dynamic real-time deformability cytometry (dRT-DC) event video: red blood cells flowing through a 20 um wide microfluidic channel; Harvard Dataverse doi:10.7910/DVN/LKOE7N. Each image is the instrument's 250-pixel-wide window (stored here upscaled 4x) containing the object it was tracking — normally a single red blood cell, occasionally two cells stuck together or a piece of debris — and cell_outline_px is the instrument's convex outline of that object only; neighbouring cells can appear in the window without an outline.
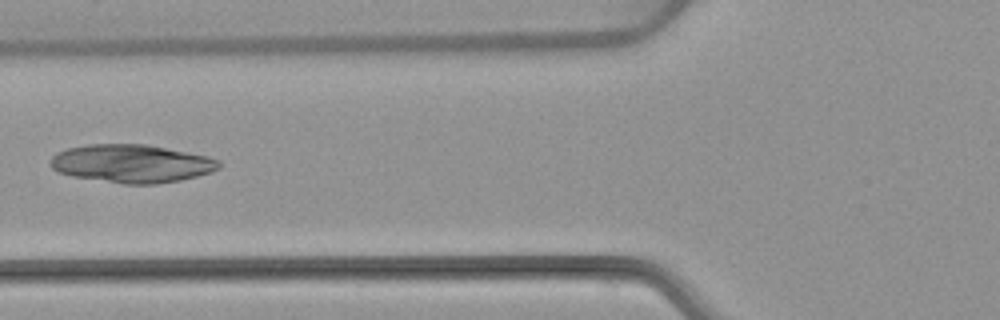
{"species": "common noctule bat (a hibernating species)", "species_latin": "Nyctalus noctula", "temperature_condition": "warm", "stored_images_in_passage": 6, "camera_frame_rate_fps": 3000, "um_per_image_px": 0.085, "animal": {"sex": "female", "body_mass_g": 22.7, "forearm_length_mm": 54.2}, "frame": {"image": 1, "passage_image": 6, "time_ms": 6.0, "image_size_px": [1000, 320], "cell_outline_px": [[220, 168], [212, 172], [180, 180], [156, 184], [124, 184], [72, 176], [56, 172], [48, 164], [52, 156], [56, 152], [68, 148], [88, 144], [144, 144], [188, 152], [208, 156], [220, 160]], "centroid_in_image_um": [11.17, 13.9], "position_along_channel_um": 114.6, "area_um2": 37.63}}